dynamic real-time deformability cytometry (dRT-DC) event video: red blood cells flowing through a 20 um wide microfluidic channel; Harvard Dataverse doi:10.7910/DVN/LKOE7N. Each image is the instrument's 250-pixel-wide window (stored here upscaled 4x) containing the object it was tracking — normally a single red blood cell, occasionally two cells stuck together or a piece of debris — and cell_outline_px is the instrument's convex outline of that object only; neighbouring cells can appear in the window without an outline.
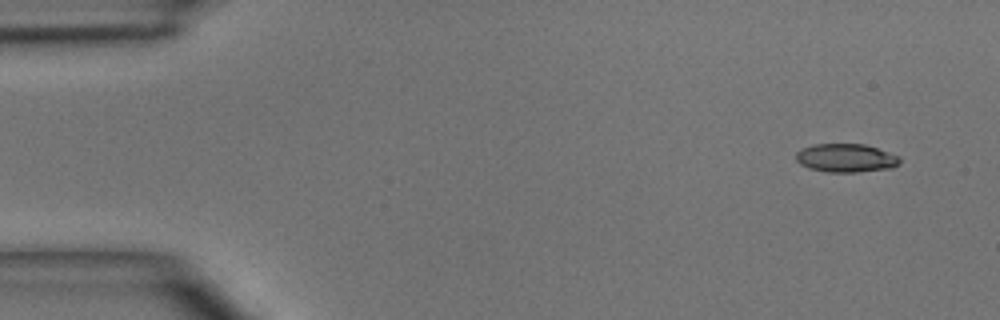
{"species": "common noctule bat (a hibernating species)", "species_latin": "Nyctalus noctula", "temperature_condition": "room temperature", "stored_images_in_passage": 3, "camera_frame_rate_fps": 3000, "um_per_image_px": 0.085, "animal": {"sex": "male", "body_mass_g": 15.6}, "frame": {"image": 1, "passage_image": 1, "time_ms": 0.0, "image_size_px": [1000, 320], "cell_outline_px": [[900, 164], [892, 168], [856, 172], [824, 172], [808, 168], [800, 164], [796, 160], [796, 152], [804, 148], [816, 144], [864, 144], [900, 156]], "centroid_in_image_um": [71.91, 13.44], "position_along_channel_um": 13.1, "area_um2": 17.22}}